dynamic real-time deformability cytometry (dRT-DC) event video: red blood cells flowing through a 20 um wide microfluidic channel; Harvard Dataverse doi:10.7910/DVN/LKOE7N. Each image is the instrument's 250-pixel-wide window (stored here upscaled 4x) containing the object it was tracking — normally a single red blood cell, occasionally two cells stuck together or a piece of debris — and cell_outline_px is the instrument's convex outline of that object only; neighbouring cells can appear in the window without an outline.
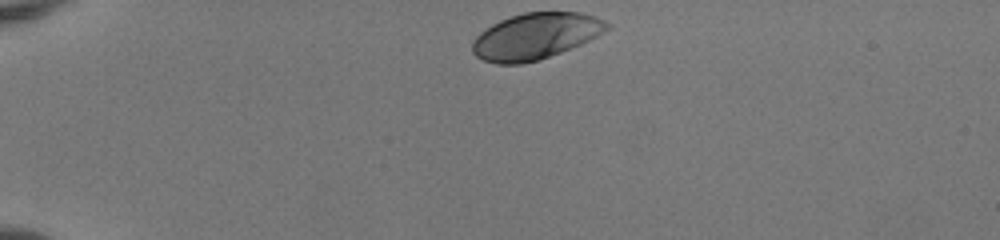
{"species": "human", "species_latin": "Homo sapiens", "temperature_condition": "room temperature", "stored_images_in_passage": 36, "camera_frame_rate_fps": 3000, "um_per_image_px": 0.085, "donor": {"sex": "female"}, "frame": {"image": 1, "passage_image": 1, "time_ms": 0.0, "image_size_px": [1000, 240], "cell_outline_px": [[612, 24], [604, 32], [580, 44], [540, 60], [520, 64], [496, 64], [484, 60], [476, 56], [472, 52], [472, 40], [480, 32], [492, 24], [500, 20], [524, 12], [580, 12], [596, 16]], "centroid_in_image_um": [45.5, 3.07], "position_along_channel_um": 39.5, "area_um2": 36.24}}
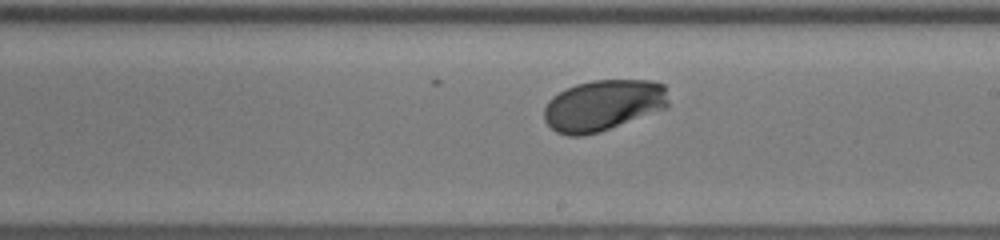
{"frame": {"image": 2, "passage_image": 21, "time_ms": 6.667, "image_size_px": [1000, 240], "cell_outline_px": [[668, 108], [600, 132], [584, 136], [568, 136], [556, 132], [544, 120], [544, 108], [548, 100], [552, 96], [576, 84], [592, 80], [652, 80], [664, 84], [668, 100]], "centroid_in_image_um": [51.27, 8.96], "position_along_channel_um": 237.7, "area_um2": 37.34}}
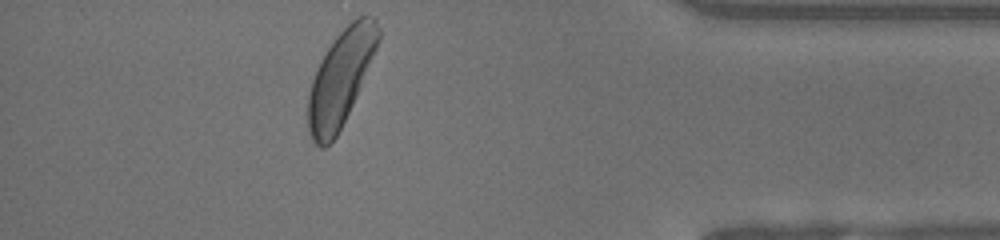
{"frame": {"image": 3, "passage_image": 36, "time_ms": 11.667, "image_size_px": [1000, 240], "cell_outline_px": [[380, 40], [356, 96], [336, 136], [324, 148], [320, 148], [312, 140], [308, 132], [308, 92], [312, 80], [320, 60], [336, 36], [356, 16], [376, 16], [380, 28]], "centroid_in_image_um": [28.95, 6.61], "position_along_channel_um": 406.2, "area_um2": 38.61}, "authors_computed_cell_mechanics": {"area_um2": 36.8764, "velocity_mm_per_s": 3.9359, "shape_relaxation_time_tau1_ms": 1.518, "shape_relaxation_time_tau2_ms": null, "deformation_change_tau1": 0.1042, "deformation_change_tau2": null}}